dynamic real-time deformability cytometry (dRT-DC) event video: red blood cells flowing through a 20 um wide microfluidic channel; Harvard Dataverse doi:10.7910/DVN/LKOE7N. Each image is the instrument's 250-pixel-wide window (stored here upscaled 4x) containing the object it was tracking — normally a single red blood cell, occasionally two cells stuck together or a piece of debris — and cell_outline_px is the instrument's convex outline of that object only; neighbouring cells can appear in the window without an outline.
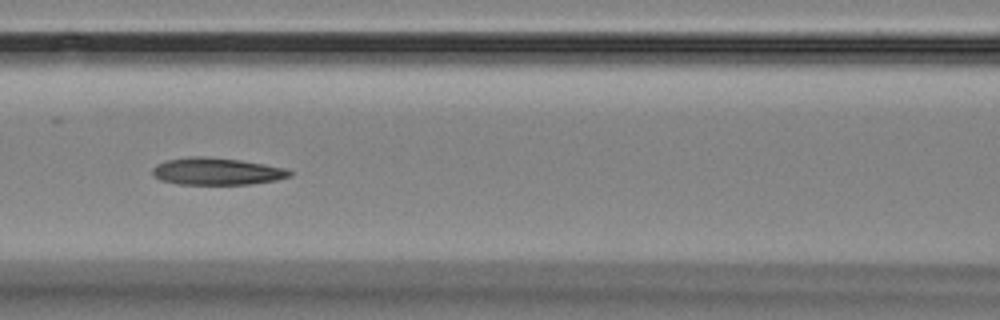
{"species": "Egyptian fruit bat (a non-hibernating species)", "species_latin": "Rousettus aegyptiacus", "temperature_condition": "room temperature", "stored_images_in_passage": 8, "camera_frame_rate_fps": 3000, "um_per_image_px": 0.085, "animal": {"sex": "female"}, "frame": {"image": 1, "passage_image": 6, "time_ms": 6.667, "image_size_px": [1000, 320], "cell_outline_px": [[292, 176], [276, 180], [248, 184], [180, 184], [160, 180], [152, 172], [152, 168], [156, 164], [168, 160], [188, 156], [204, 156], [240, 160], [264, 164], [284, 168], [292, 172]], "centroid_in_image_um": [18.42, 14.56], "position_along_channel_um": 148.2, "area_um2": 21.56}}
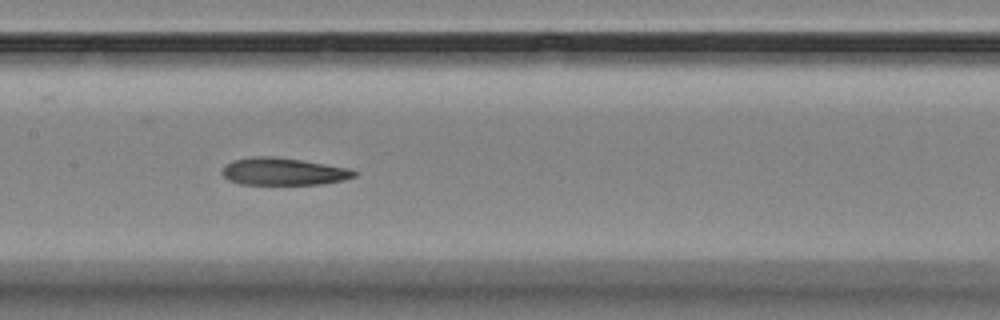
{"frame": {"image": 2, "passage_image": 7, "time_ms": 7.667, "image_size_px": [1000, 320], "cell_outline_px": [[360, 172], [356, 176], [344, 180], [320, 184], [240, 184], [228, 180], [220, 172], [232, 160], [252, 156], [272, 156], [300, 160], [348, 168]], "centroid_in_image_um": [24.09, 14.58], "position_along_channel_um": 183.3, "area_um2": 20.98}}
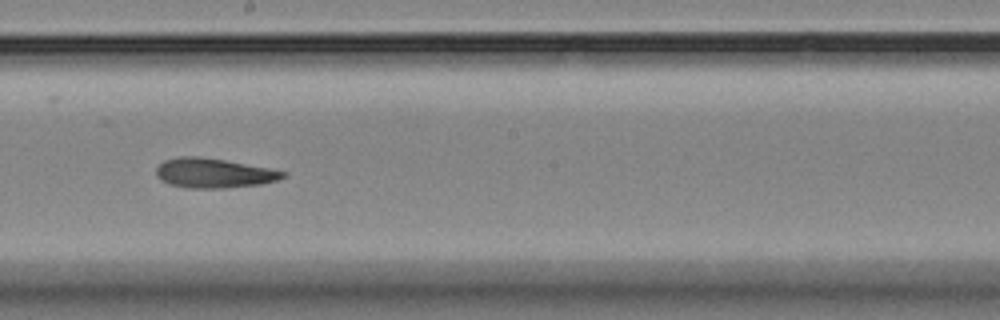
{"frame": {"image": 3, "passage_image": 8, "time_ms": 9.0, "image_size_px": [1000, 320], "cell_outline_px": [[288, 176], [264, 184], [224, 188], [188, 188], [168, 184], [160, 180], [156, 176], [156, 168], [164, 160], [180, 156], [200, 156], [224, 160], [268, 168], [288, 172]], "centroid_in_image_um": [18.16, 14.72], "position_along_channel_um": 230.0, "area_um2": 22.02}}